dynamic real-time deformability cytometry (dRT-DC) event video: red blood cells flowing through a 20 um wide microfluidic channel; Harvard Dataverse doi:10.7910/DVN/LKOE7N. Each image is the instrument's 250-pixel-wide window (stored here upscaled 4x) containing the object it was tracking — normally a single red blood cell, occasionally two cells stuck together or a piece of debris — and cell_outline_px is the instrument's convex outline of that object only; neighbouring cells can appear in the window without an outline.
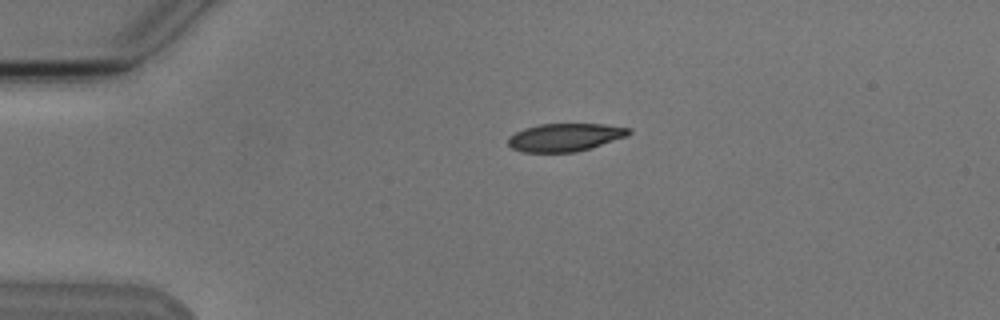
{"species": "Egyptian fruit bat (a non-hibernating species)", "species_latin": "Rousettus aegyptiacus", "temperature_condition": "cold", "stored_images_in_passage": 2, "camera_frame_rate_fps": 3000, "um_per_image_px": 0.085, "animal": {"sex": "male"}, "frame": {"image": 1, "passage_image": 1, "time_ms": 0.0, "image_size_px": [1000, 320], "cell_outline_px": [[632, 132], [628, 136], [588, 148], [572, 152], [524, 152], [512, 148], [508, 144], [508, 136], [524, 128], [540, 124], [604, 124], [632, 128]], "centroid_in_image_um": [48.03, 11.66], "position_along_channel_um": 37.0, "area_um2": 19.54}}